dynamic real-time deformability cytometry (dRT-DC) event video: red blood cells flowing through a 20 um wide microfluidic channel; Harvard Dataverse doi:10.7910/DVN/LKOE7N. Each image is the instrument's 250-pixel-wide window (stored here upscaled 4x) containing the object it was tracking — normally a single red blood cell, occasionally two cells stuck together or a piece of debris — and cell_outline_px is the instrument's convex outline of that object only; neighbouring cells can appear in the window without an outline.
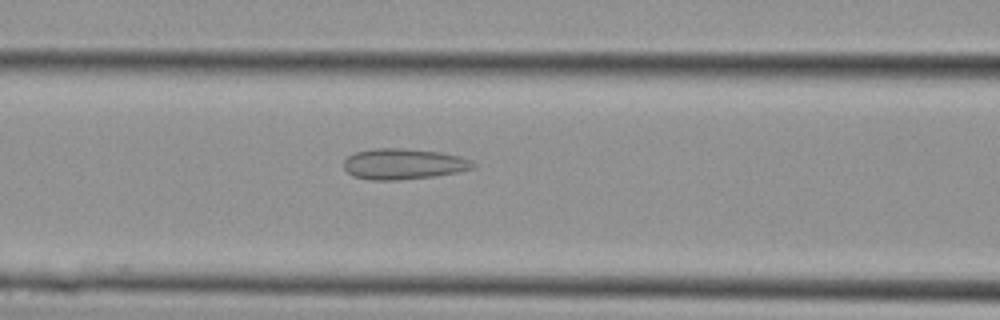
{"species": "Egyptian fruit bat (a non-hibernating species)", "species_latin": "Rousettus aegyptiacus", "temperature_condition": "cold", "stored_images_in_passage": 31, "camera_frame_rate_fps": 3000, "um_per_image_px": 0.085, "animal": {"sex": "female"}, "frame": {"image": 1, "passage_image": 13, "time_ms": 4.0, "image_size_px": [1000, 320], "cell_outline_px": [[476, 168], [460, 172], [432, 176], [396, 180], [372, 180], [352, 176], [344, 168], [344, 160], [348, 156], [356, 152], [376, 148], [404, 148], [440, 152], [460, 156], [472, 160], [476, 164]], "centroid_in_image_um": [34.33, 13.93], "position_along_channel_um": 132.3, "area_um2": 23.29}}
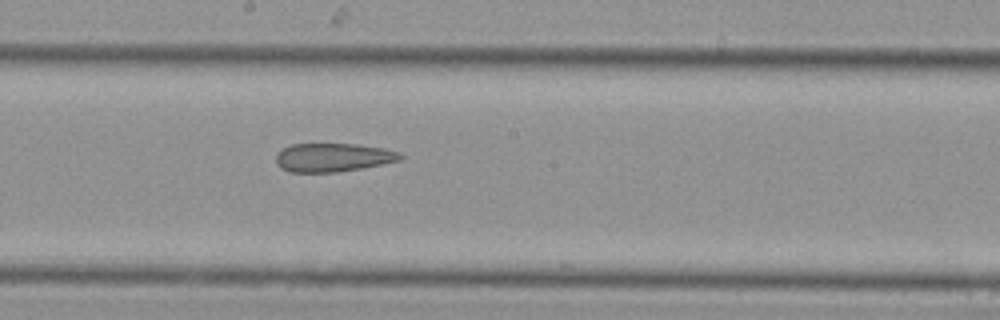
{"frame": {"image": 2, "passage_image": 17, "time_ms": 5.333, "image_size_px": [1000, 320], "cell_outline_px": [[404, 156], [400, 160], [360, 168], [336, 172], [288, 172], [280, 168], [276, 164], [276, 152], [280, 148], [292, 144], [356, 144], [384, 148], [400, 152]], "centroid_in_image_um": [28.25, 13.37], "position_along_channel_um": 220.0, "area_um2": 20.81}}
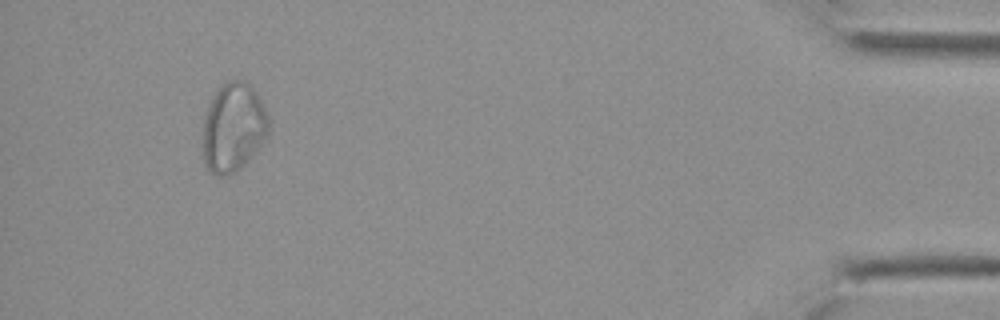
{"frame": {"image": 3, "passage_image": 29, "time_ms": 9.333, "image_size_px": [1000, 320], "cell_outline_px": [[272, 120], [268, 132], [264, 140], [252, 156], [236, 172], [224, 176], [220, 176], [212, 172], [208, 168], [204, 160], [204, 120], [208, 104], [216, 92], [228, 80], [248, 80], [252, 84], [268, 112]], "centroid_in_image_um": [19.89, 10.79], "position_along_channel_um": 415.3, "area_um2": 34.28}}